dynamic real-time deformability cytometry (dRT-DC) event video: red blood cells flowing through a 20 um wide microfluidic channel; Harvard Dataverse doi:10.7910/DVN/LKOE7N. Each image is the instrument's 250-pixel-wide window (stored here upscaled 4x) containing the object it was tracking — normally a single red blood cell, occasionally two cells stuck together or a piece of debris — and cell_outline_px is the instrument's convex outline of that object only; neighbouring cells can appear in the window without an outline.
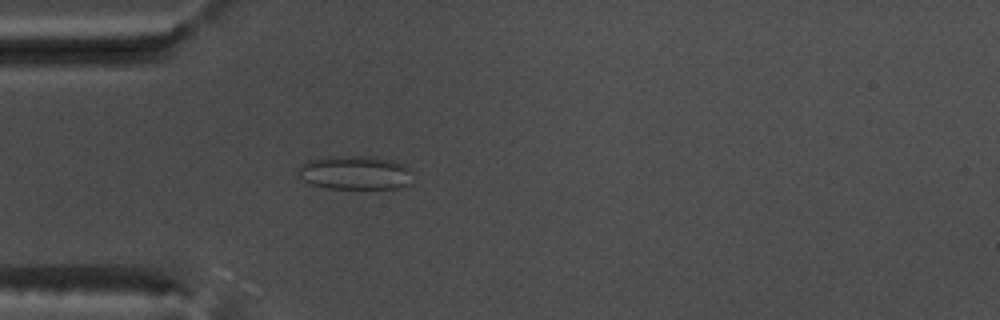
{"species": "common noctule bat (a hibernating species)", "species_latin": "Nyctalus noctula", "temperature_condition": "warm", "stored_images_in_passage": 46, "camera_frame_rate_fps": 3000, "um_per_image_px": 0.085, "animal": {"sex": "male", "body_mass_g": 17.5, "forearm_length_mm": 52.3}, "frame": {"image": 1, "passage_image": 8, "time_ms": 2.333, "image_size_px": [1000, 320], "cell_outline_px": [[408, 184], [400, 188], [328, 188], [312, 184], [304, 180], [300, 176], [300, 164], [308, 160], [328, 156], [372, 156], [392, 160], [408, 168]], "centroid_in_image_um": [30.13, 14.66], "position_along_channel_um": 54.9, "area_um2": 22.14}}
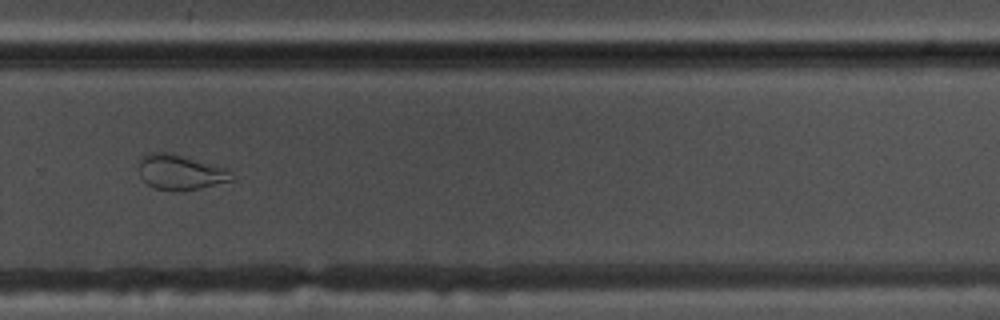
{"frame": {"image": 2, "passage_image": 29, "time_ms": 9.333, "image_size_px": [1000, 320], "cell_outline_px": [[232, 180], [196, 188], [156, 188], [148, 184], [140, 176], [140, 160], [144, 156], [152, 152], [172, 152], [228, 168]], "centroid_in_image_um": [15.33, 14.57], "position_along_channel_um": 314.5, "area_um2": 18.15}}
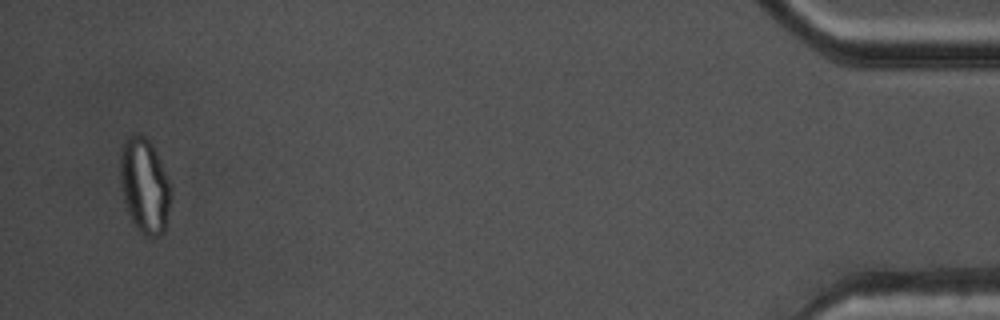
{"frame": {"image": 3, "passage_image": 44, "time_ms": 14.333, "image_size_px": [1000, 320], "cell_outline_px": [[172, 188], [164, 232], [156, 236], [144, 236], [140, 232], [132, 220], [128, 212], [124, 200], [120, 184], [120, 156], [124, 144], [128, 136], [136, 132], [140, 132], [152, 144], [156, 152]], "centroid_in_image_um": [12.28, 15.76], "position_along_channel_um": 422.9, "area_um2": 27.86}, "authors_computed_cell_mechanics": {"area_um2": 22.0507, "velocity_mm_per_s": 3.8059, "shape_relaxation_time_tau1_ms": null, "shape_relaxation_time_tau2_ms": 0.995, "deformation_change_tau1": null, "deformation_change_tau2": 0.0773}}